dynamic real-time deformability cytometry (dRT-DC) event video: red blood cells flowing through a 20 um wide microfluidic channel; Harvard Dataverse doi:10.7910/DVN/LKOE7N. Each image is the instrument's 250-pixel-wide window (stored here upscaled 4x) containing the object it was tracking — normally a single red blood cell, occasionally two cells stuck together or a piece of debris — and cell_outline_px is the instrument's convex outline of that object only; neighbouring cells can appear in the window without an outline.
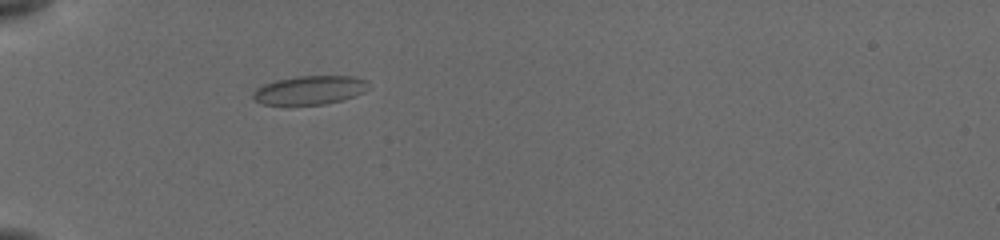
{"species": "common noctule bat (a hibernating species)", "species_latin": "Nyctalus noctula", "temperature_condition": "cold", "stored_images_in_passage": 33, "camera_frame_rate_fps": 3000, "um_per_image_px": 0.085, "animal": {"sex": "female", "body_mass_g": 19.5, "forearm_length_mm": 54.1}, "frame": {"image": 1, "passage_image": 1, "time_ms": 0.0, "image_size_px": [1000, 240], "cell_outline_px": [[368, 80], [364, 92], [340, 100], [324, 104], [264, 104], [256, 100], [252, 96], [252, 92], [256, 88], [264, 84], [276, 80], [296, 76], [352, 76]], "centroid_in_image_um": [26.3, 7.64], "position_along_channel_um": 58.7, "area_um2": 19.02}}
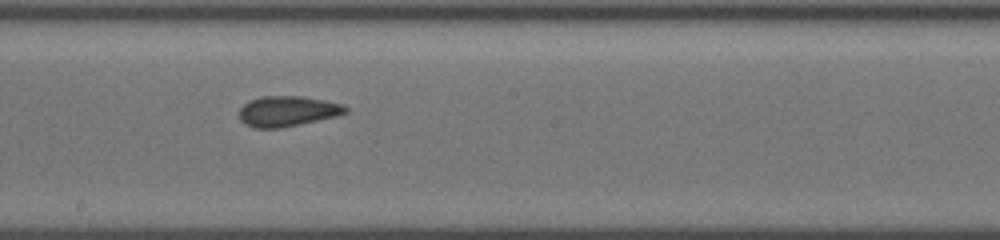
{"frame": {"image": 2, "passage_image": 15, "time_ms": 4.667, "image_size_px": [1000, 240], "cell_outline_px": [[348, 112], [336, 116], [276, 128], [256, 128], [244, 124], [240, 120], [240, 108], [248, 100], [260, 96], [304, 96], [344, 104], [348, 108]], "centroid_in_image_um": [24.42, 9.43], "position_along_channel_um": 223.8, "area_um2": 18.73}}
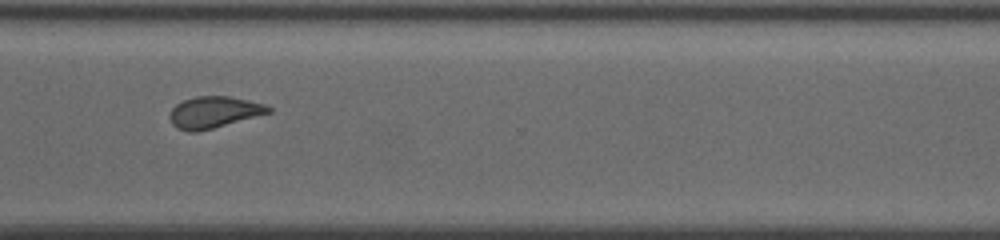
{"frame": {"image": 3, "passage_image": 25, "time_ms": 8.0, "image_size_px": [1000, 240], "cell_outline_px": [[272, 112], [212, 128], [196, 132], [188, 132], [176, 128], [172, 124], [168, 116], [172, 108], [176, 104], [184, 100], [196, 96], [228, 96], [248, 100], [264, 104], [272, 108]], "centroid_in_image_um": [18.15, 9.54], "position_along_channel_um": 352.5, "area_um2": 18.09}, "authors_computed_cell_mechanics": {"area_um2": 18.3226, "velocity_mm_per_s": 3.861, "shape_relaxation_time_tau1_ms": null, "shape_relaxation_time_tau2_ms": 1.4807, "deformation_change_tau1": null, "deformation_change_tau2": 0.0652}}